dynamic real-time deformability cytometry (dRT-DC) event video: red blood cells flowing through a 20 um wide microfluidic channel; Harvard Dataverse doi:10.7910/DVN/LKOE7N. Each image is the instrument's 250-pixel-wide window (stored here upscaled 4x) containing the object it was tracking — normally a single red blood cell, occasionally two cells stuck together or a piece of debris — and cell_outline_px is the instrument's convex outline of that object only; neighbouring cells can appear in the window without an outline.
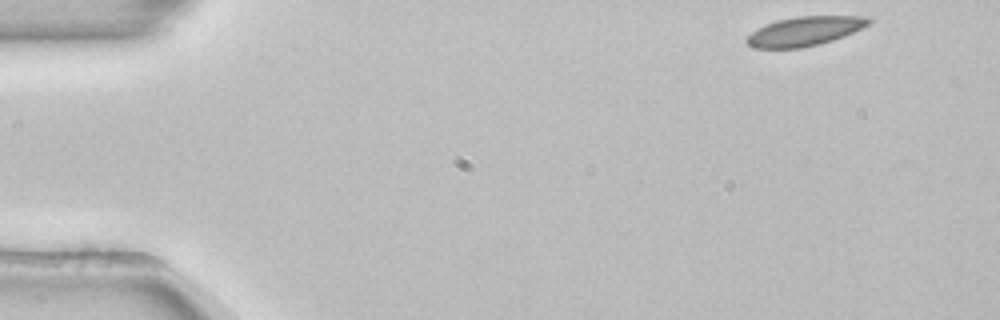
{"species": "common noctule bat (a hibernating species)", "species_latin": "Nyctalus noctula", "temperature_condition": "room temperature", "stored_images_in_passage": 11, "camera_frame_rate_fps": 3000, "um_per_image_px": 0.085, "animal": {"sex": "female", "body_mass_g": 22.7, "forearm_length_mm": 54.2}, "frame": {"image": 1, "passage_image": 1, "time_ms": 0.0, "image_size_px": [1000, 320], "cell_outline_px": [[872, 20], [868, 24], [844, 36], [820, 44], [800, 48], [752, 48], [744, 40], [756, 28], [764, 24], [776, 20], [796, 16], [868, 16]], "centroid_in_image_um": [68.35, 2.65], "position_along_channel_um": 16.6, "area_um2": 20.81}}